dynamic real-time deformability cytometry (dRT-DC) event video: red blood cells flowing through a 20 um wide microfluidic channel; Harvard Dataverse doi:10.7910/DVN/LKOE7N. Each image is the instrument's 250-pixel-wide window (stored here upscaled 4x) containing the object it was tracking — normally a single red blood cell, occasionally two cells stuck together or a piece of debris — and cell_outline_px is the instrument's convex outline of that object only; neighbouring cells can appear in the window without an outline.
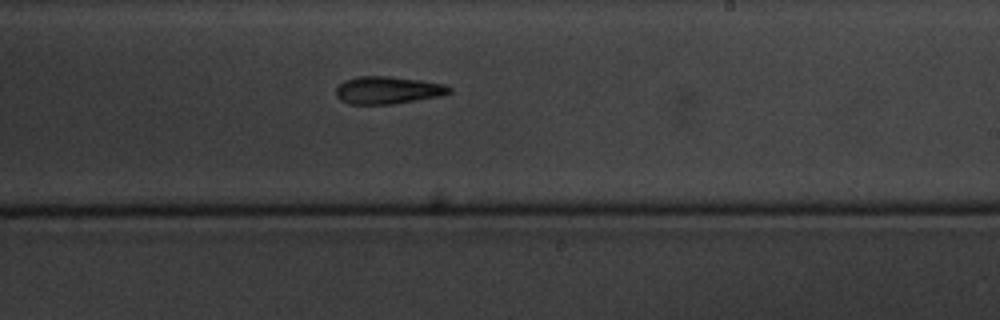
{"species": "common noctule bat (a hibernating species)", "species_latin": "Nyctalus noctula", "temperature_condition": "cold", "stored_images_in_passage": 6, "camera_frame_rate_fps": 3000, "um_per_image_px": 0.085, "animal": {"sex": "male", "body_mass_g": 20.1, "forearm_length_mm": 53.5}, "frame": {"image": 1, "passage_image": 6, "time_ms": 6.667, "image_size_px": [1000, 320], "cell_outline_px": [[452, 92], [436, 96], [392, 104], [352, 104], [340, 100], [336, 96], [336, 88], [344, 80], [360, 76], [388, 76], [420, 80], [444, 84], [452, 88]], "centroid_in_image_um": [32.93, 7.65], "position_along_channel_um": 256.1, "area_um2": 17.92}}